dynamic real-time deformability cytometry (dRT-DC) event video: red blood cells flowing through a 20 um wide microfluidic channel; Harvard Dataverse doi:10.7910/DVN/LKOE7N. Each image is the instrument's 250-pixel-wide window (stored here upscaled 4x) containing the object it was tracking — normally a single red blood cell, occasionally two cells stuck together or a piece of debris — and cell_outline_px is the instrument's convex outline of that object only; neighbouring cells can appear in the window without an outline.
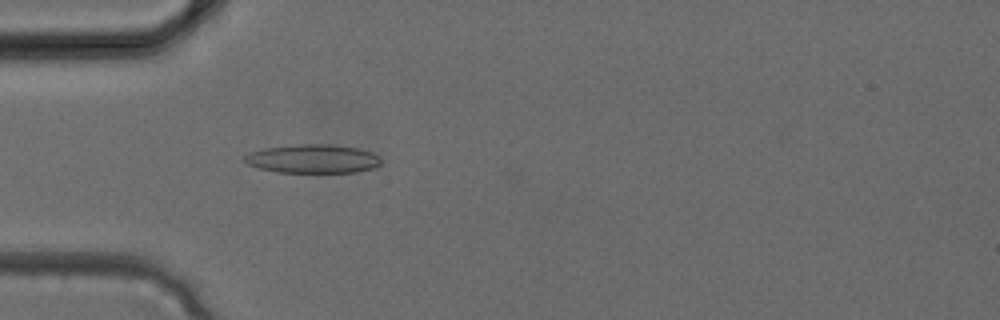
{"species": "common noctule bat (a hibernating species)", "species_latin": "Nyctalus noctula", "temperature_condition": "cold", "stored_images_in_passage": 29, "camera_frame_rate_fps": 3000, "um_per_image_px": 0.085, "animal": {"sex": "female", "body_mass_g": 24.6, "forearm_length_mm": 56.2}, "frame": {"image": 1, "passage_image": 5, "time_ms": 1.333, "image_size_px": [1000, 320], "cell_outline_px": [[380, 164], [372, 168], [356, 172], [276, 172], [260, 168], [248, 164], [244, 160], [244, 156], [248, 152], [264, 148], [296, 144], [332, 144], [360, 148], [372, 152], [380, 156]], "centroid_in_image_um": [26.59, 13.48], "position_along_channel_um": 58.4, "area_um2": 22.95}}
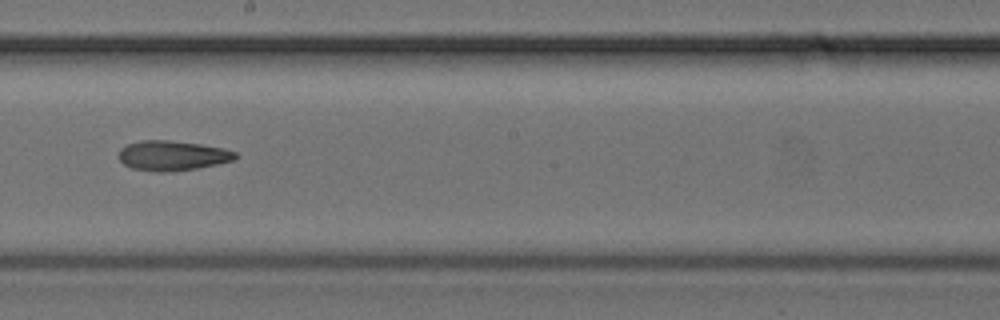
{"frame": {"image": 2, "passage_image": 14, "time_ms": 4.333, "image_size_px": [1000, 320], "cell_outline_px": [[236, 160], [196, 168], [172, 172], [160, 172], [132, 168], [124, 164], [120, 160], [120, 148], [128, 144], [140, 140], [168, 140], [200, 144], [224, 148], [236, 152]], "centroid_in_image_um": [14.66, 13.22], "position_along_channel_um": 233.5, "area_um2": 20.23}}
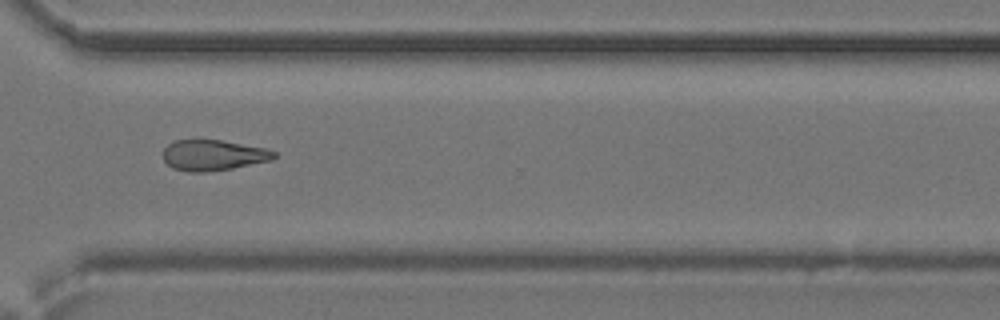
{"frame": {"image": 3, "passage_image": 20, "time_ms": 6.333, "image_size_px": [1000, 320], "cell_outline_px": [[276, 156], [272, 160], [232, 168], [208, 172], [188, 172], [172, 168], [164, 160], [164, 148], [172, 140], [220, 140], [264, 148], [276, 152]], "centroid_in_image_um": [18.1, 13.2], "position_along_channel_um": 352.5, "area_um2": 19.77}}